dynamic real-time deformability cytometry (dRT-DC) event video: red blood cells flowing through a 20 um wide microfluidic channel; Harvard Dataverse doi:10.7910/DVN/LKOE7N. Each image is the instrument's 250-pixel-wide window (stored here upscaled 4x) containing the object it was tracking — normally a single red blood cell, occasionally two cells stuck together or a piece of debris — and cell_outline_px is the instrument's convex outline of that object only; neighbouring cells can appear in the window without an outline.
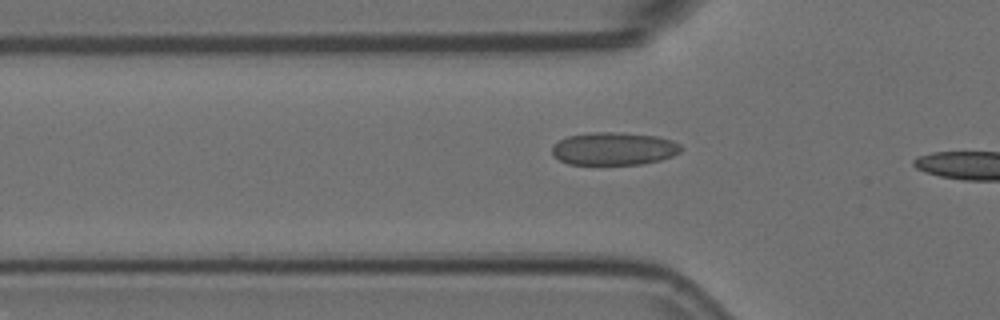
{"species": "Egyptian fruit bat (a non-hibernating species)", "species_latin": "Rousettus aegyptiacus", "temperature_condition": "room temperature", "stored_images_in_passage": 9, "camera_frame_rate_fps": 3000, "um_per_image_px": 0.085, "animal": {"sex": "female"}, "frame": {"image": 1, "passage_image": 6, "time_ms": 1.667, "image_size_px": [1000, 320], "cell_outline_px": [[684, 148], [680, 152], [672, 156], [660, 160], [640, 164], [568, 164], [560, 160], [552, 152], [552, 148], [560, 140], [568, 136], [592, 132], [620, 132], [656, 136], [672, 140], [680, 144]], "centroid_in_image_um": [52.22, 12.63], "position_along_channel_um": 73.6, "area_um2": 24.57}}